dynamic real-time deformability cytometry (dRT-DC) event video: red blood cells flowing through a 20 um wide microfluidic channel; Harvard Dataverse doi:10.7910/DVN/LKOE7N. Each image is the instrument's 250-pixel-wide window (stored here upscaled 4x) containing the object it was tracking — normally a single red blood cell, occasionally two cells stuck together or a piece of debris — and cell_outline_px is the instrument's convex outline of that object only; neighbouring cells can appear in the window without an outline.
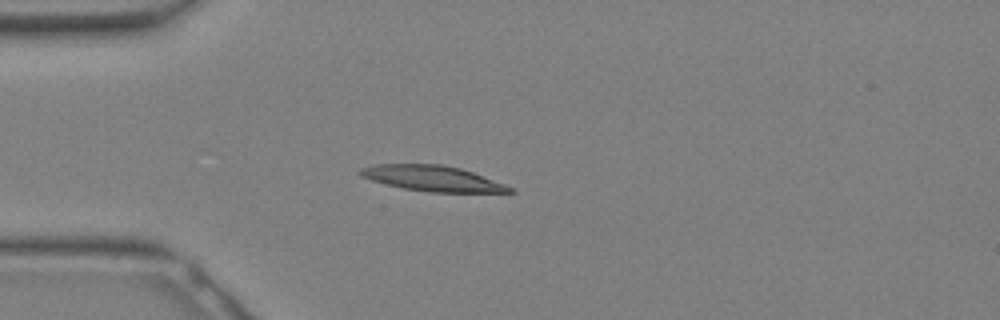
{"species": "Egyptian fruit bat (a non-hibernating species)", "species_latin": "Rousettus aegyptiacus", "temperature_condition": "warm", "stored_images_in_passage": 8, "camera_frame_rate_fps": 3000, "um_per_image_px": 0.085, "animal": {"sex": "female"}, "frame": {"image": 1, "passage_image": 3, "time_ms": 0.667, "image_size_px": [1000, 320], "cell_outline_px": [[516, 192], [432, 192], [404, 188], [372, 180], [360, 176], [356, 172], [360, 168], [376, 164], [444, 164], [460, 168], [472, 172], [516, 188]], "centroid_in_image_um": [36.77, 15.16], "position_along_channel_um": 48.2, "area_um2": 22.14}}
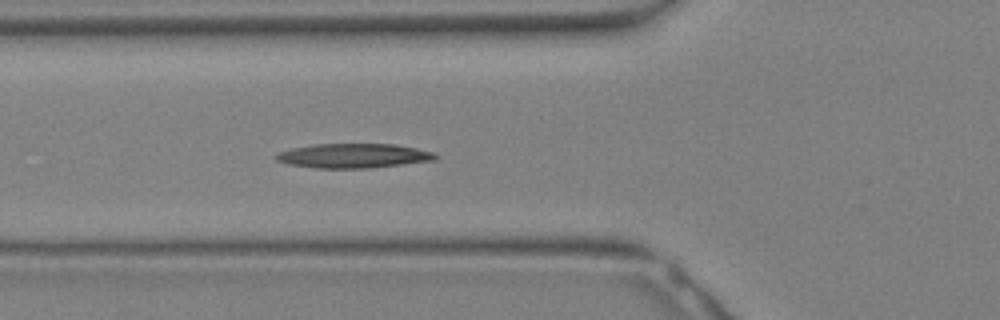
{"frame": {"image": 2, "passage_image": 6, "time_ms": 1.667, "image_size_px": [1000, 320], "cell_outline_px": [[440, 156], [436, 160], [368, 168], [316, 168], [288, 164], [276, 160], [276, 156], [280, 152], [292, 148], [312, 144], [396, 144], [416, 148], [432, 152]], "centroid_in_image_um": [30.07, 13.24], "position_along_channel_um": 95.7, "area_um2": 22.6}}
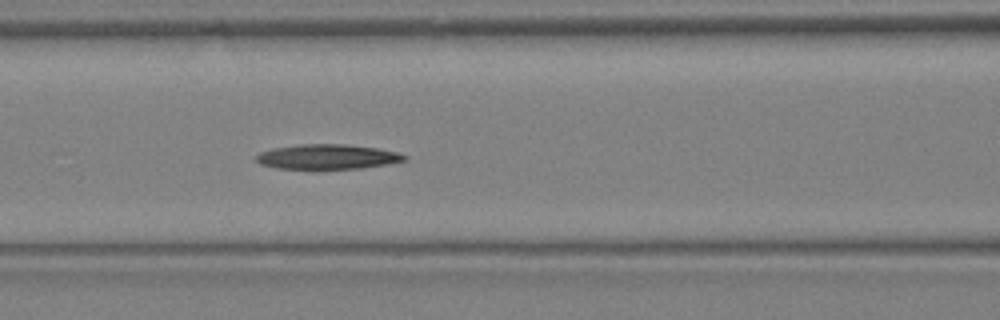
{"frame": {"image": 3, "passage_image": 8, "time_ms": 2.333, "image_size_px": [1000, 320], "cell_outline_px": [[408, 160], [360, 168], [276, 168], [260, 164], [256, 160], [256, 156], [260, 152], [272, 148], [300, 144], [344, 144], [376, 148], [400, 152], [408, 156]], "centroid_in_image_um": [27.84, 13.31], "position_along_channel_um": 138.8, "area_um2": 21.27}}